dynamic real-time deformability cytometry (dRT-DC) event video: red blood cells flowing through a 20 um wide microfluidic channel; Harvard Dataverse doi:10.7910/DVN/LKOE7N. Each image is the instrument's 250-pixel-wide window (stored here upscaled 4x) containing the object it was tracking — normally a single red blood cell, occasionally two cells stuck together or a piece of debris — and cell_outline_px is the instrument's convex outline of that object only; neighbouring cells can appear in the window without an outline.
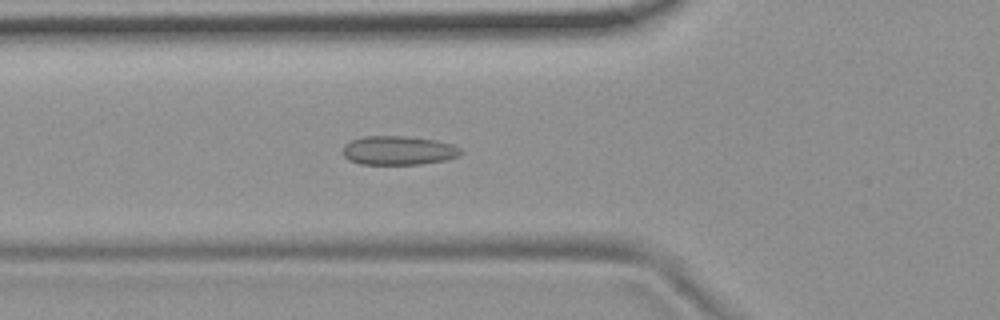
{"species": "common noctule bat (a hibernating species)", "species_latin": "Nyctalus noctula", "temperature_condition": "room temperature", "stored_images_in_passage": 55, "camera_frame_rate_fps": 3000, "um_per_image_px": 0.085, "animal": {"sex": "female", "body_mass_g": 19.9}, "frame": {"image": 1, "passage_image": 20, "time_ms": 6.333, "image_size_px": [1000, 320], "cell_outline_px": [[464, 152], [460, 156], [448, 160], [420, 164], [360, 164], [348, 160], [344, 156], [344, 144], [352, 140], [364, 136], [404, 136], [436, 140], [452, 144], [460, 148]], "centroid_in_image_um": [33.91, 12.79], "position_along_channel_um": 91.9, "area_um2": 20.06}}
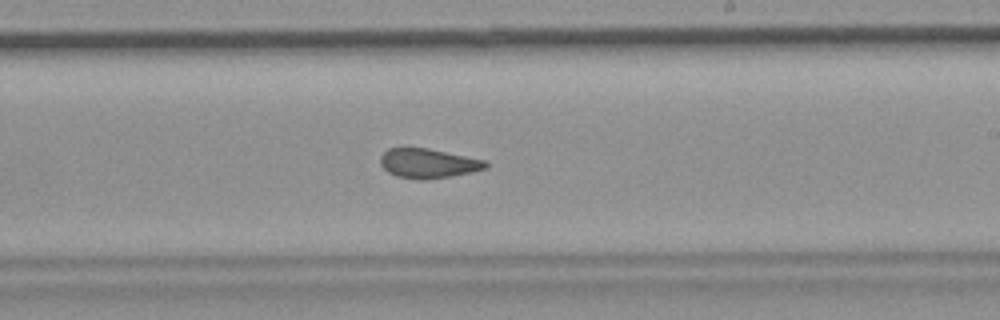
{"frame": {"image": 2, "passage_image": 33, "time_ms": 10.667, "image_size_px": [1000, 320], "cell_outline_px": [[488, 168], [472, 172], [452, 176], [424, 180], [420, 180], [396, 176], [388, 172], [380, 164], [380, 156], [388, 148], [428, 148], [484, 160], [488, 164]], "centroid_in_image_um": [36.38, 13.89], "position_along_channel_um": 252.6, "area_um2": 18.09}}
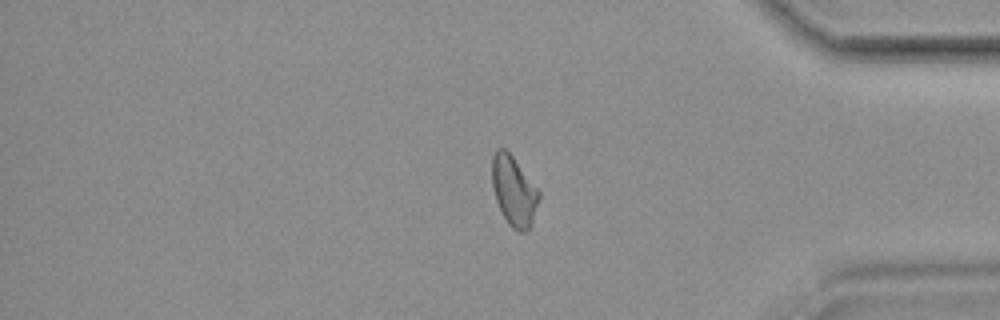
{"frame": {"image": 3, "passage_image": 46, "time_ms": 15.0, "image_size_px": [1000, 320], "cell_outline_px": [[540, 196], [532, 224], [528, 232], [520, 232], [512, 228], [508, 224], [496, 200], [492, 188], [492, 156], [500, 148], [504, 148], [512, 156], [540, 192]], "centroid_in_image_um": [43.68, 16.27], "position_along_channel_um": 391.5, "area_um2": 18.9}, "authors_computed_cell_mechanics": {"area_um2": 19.1896, "velocity_mm_per_s": 3.7058, "shape_relaxation_time_tau1_ms": null, "shape_relaxation_time_tau2_ms": 1.5628, "deformation_change_tau1": null, "deformation_change_tau2": 0.0725}}